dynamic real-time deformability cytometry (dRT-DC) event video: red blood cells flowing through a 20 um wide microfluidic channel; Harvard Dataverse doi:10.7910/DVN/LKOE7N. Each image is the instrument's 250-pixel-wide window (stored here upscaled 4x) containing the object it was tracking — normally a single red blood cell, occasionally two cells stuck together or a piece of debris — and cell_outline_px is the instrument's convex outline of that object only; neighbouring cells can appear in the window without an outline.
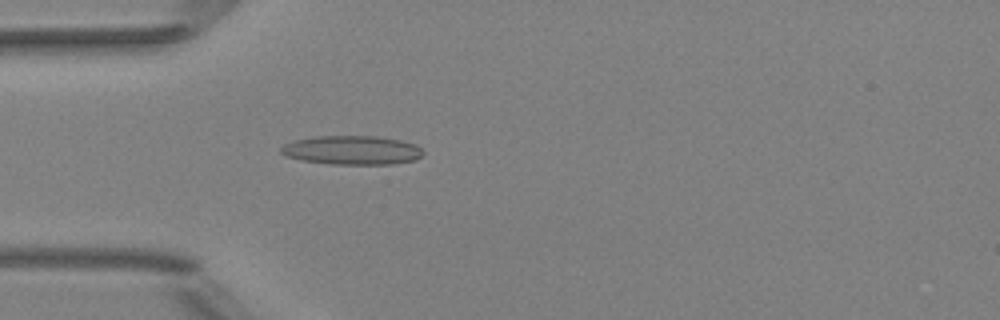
{"species": "Egyptian fruit bat (a non-hibernating species)", "species_latin": "Rousettus aegyptiacus", "temperature_condition": "room temperature", "stored_images_in_passage": 47, "camera_frame_rate_fps": 3000, "um_per_image_px": 0.085, "animal": {"sex": "female"}, "frame": {"image": 1, "passage_image": 11, "time_ms": 3.333, "image_size_px": [1000, 320], "cell_outline_px": [[424, 152], [416, 160], [392, 164], [328, 164], [304, 160], [284, 156], [280, 152], [280, 148], [284, 144], [296, 140], [316, 136], [376, 136], [400, 140], [416, 144]], "centroid_in_image_um": [29.92, 12.76], "position_along_channel_um": 55.1, "area_um2": 23.99}}
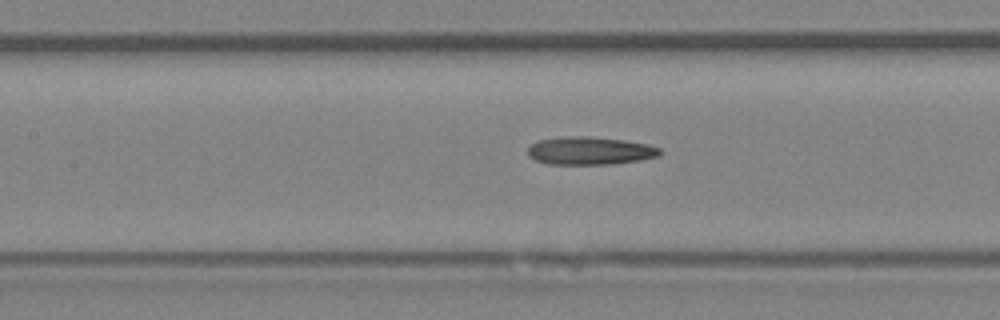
{"frame": {"image": 2, "passage_image": 19, "time_ms": 6.0, "image_size_px": [1000, 320], "cell_outline_px": [[664, 152], [660, 156], [640, 160], [612, 164], [548, 164], [536, 160], [528, 156], [528, 148], [536, 140], [560, 136], [588, 136], [624, 140], [648, 144], [660, 148]], "centroid_in_image_um": [50.15, 12.81], "position_along_channel_um": 157.2, "area_um2": 21.79}}
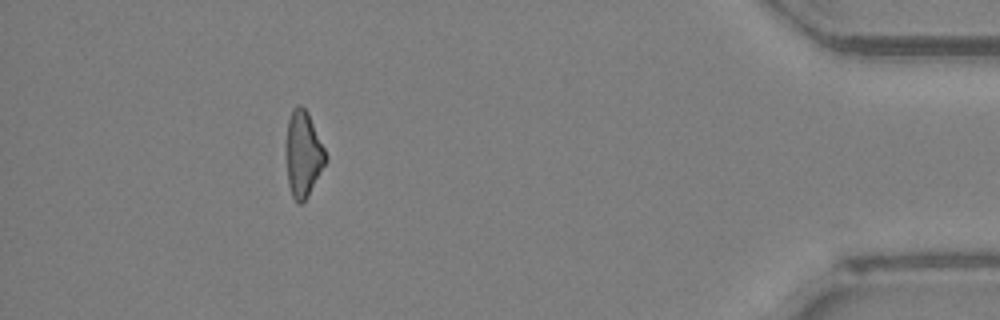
{"frame": {"image": 3, "passage_image": 42, "time_ms": 13.667, "image_size_px": [1000, 320], "cell_outline_px": [[328, 160], [308, 196], [300, 204], [296, 204], [292, 196], [288, 184], [288, 120], [292, 108], [296, 104], [300, 104], [308, 112], [328, 156]], "centroid_in_image_um": [25.81, 13.1], "position_along_channel_um": 409.4, "area_um2": 19.48}, "authors_computed_cell_mechanics": {"area_um2": 21.386, "velocity_mm_per_s": 4.048, "shape_relaxation_time_tau1_ms": 10.3109, "shape_relaxation_time_tau2_ms": 6.4237, "deformation_change_tau1": 0.2163, "deformation_change_tau2": 0.1989}}